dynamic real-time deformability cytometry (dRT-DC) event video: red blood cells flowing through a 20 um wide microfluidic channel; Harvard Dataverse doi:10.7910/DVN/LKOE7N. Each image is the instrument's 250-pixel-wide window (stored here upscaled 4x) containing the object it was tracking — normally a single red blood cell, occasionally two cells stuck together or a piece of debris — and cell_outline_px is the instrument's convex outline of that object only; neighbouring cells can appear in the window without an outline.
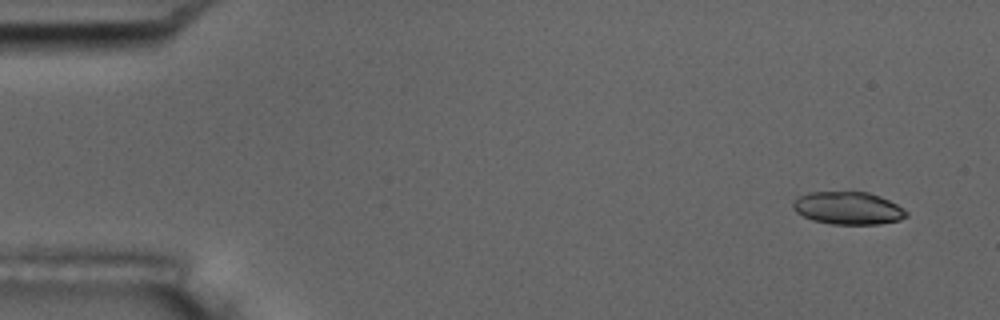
{"species": "common noctule bat (a hibernating species)", "species_latin": "Nyctalus noctula", "temperature_condition": "room temperature", "stored_images_in_passage": 52, "camera_frame_rate_fps": 3000, "um_per_image_px": 0.085, "animal": {"sex": "male", "body_mass_g": 17.5, "forearm_length_mm": 52.3}, "frame": {"image": 1, "passage_image": 1, "time_ms": 0.0, "image_size_px": [1000, 320], "cell_outline_px": [[908, 216], [900, 220], [880, 224], [832, 224], [812, 220], [796, 212], [792, 208], [792, 200], [808, 192], [868, 192], [880, 196], [896, 204], [908, 212]], "centroid_in_image_um": [72.07, 17.69], "position_along_channel_um": 12.9, "area_um2": 21.62}}
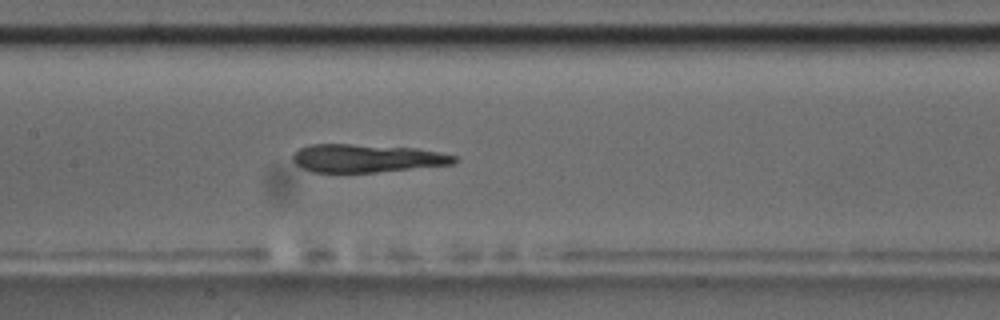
{"frame": {"image": 2, "passage_image": 24, "time_ms": 7.667, "image_size_px": [1000, 320], "cell_outline_px": [[460, 160], [452, 164], [376, 172], [312, 172], [296, 164], [292, 160], [292, 152], [308, 144], [352, 144], [416, 148], [456, 156]], "centroid_in_image_um": [31.12, 13.44], "position_along_channel_um": 176.3, "area_um2": 26.36}}
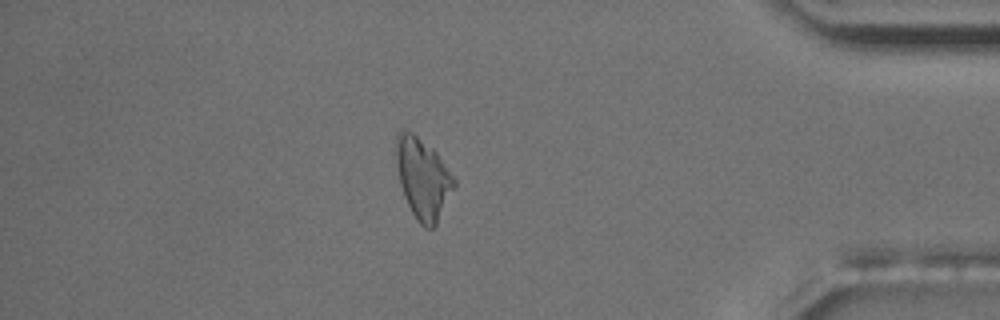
{"frame": {"image": 3, "passage_image": 45, "time_ms": 14.667, "image_size_px": [1000, 320], "cell_outline_px": [[456, 184], [436, 224], [432, 228], [424, 228], [416, 220], [404, 196], [400, 184], [396, 164], [396, 136], [400, 128], [404, 128], [412, 132], [432, 148], [436, 152], [456, 180]], "centroid_in_image_um": [35.92, 15.14], "position_along_channel_um": 399.3, "area_um2": 27.11}, "authors_computed_cell_mechanics": {"area_um2": 27.2238, "velocity_mm_per_s": 3.6943, "shape_relaxation_time_tau1_ms": null, "shape_relaxation_time_tau2_ms": 9.8562, "deformation_change_tau1": null, "deformation_change_tau2": 0.2106}}